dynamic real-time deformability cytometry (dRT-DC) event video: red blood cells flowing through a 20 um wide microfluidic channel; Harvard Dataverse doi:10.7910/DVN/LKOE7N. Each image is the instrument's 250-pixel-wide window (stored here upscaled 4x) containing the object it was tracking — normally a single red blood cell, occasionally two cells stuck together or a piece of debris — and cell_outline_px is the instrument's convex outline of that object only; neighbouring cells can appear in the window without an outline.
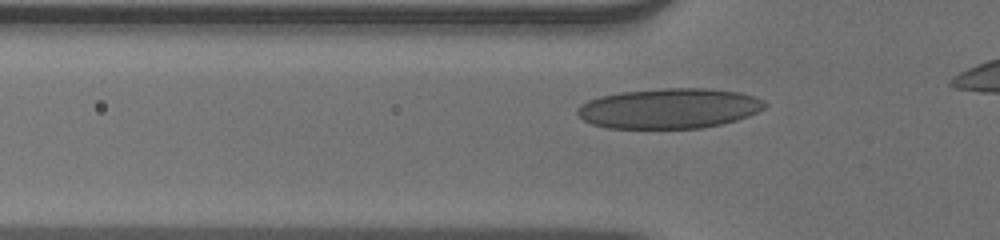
{"species": "human", "species_latin": "Homo sapiens", "temperature_condition": "warm", "stored_images_in_passage": 19, "camera_frame_rate_fps": 3000, "um_per_image_px": 0.085, "donor": {"sex": "male"}, "frame": {"image": 1, "passage_image": 3, "time_ms": 0.667, "image_size_px": [1000, 240], "cell_outline_px": [[768, 104], [764, 108], [748, 116], [736, 120], [720, 124], [700, 128], [608, 128], [592, 124], [584, 120], [576, 112], [576, 108], [580, 104], [588, 100], [600, 96], [620, 92], [664, 88], [712, 88], [736, 92], [752, 96], [764, 100]], "centroid_in_image_um": [56.86, 9.21], "position_along_channel_um": 68.9, "area_um2": 43.87}}
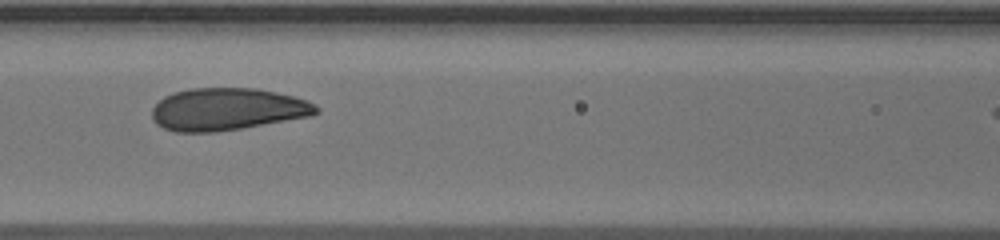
{"frame": {"image": 2, "passage_image": 9, "time_ms": 2.667, "image_size_px": [1000, 240], "cell_outline_px": [[320, 112], [308, 116], [240, 128], [216, 132], [176, 132], [164, 128], [156, 124], [152, 120], [152, 108], [164, 96], [172, 92], [192, 88], [256, 88], [292, 96], [316, 104], [320, 108]], "centroid_in_image_um": [19.27, 9.28], "position_along_channel_um": 147.3, "area_um2": 40.29}}
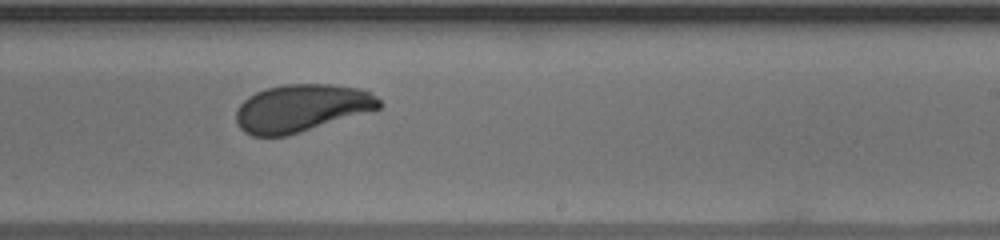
{"frame": {"image": 3, "passage_image": 18, "time_ms": 5.667, "image_size_px": [1000, 240], "cell_outline_px": [[384, 104], [380, 108], [288, 136], [252, 136], [244, 132], [236, 124], [236, 112], [240, 104], [248, 96], [256, 92], [268, 88], [284, 84], [328, 84], [356, 88], [372, 92]], "centroid_in_image_um": [25.61, 9.19], "position_along_channel_um": 263.4, "area_um2": 39.59}}